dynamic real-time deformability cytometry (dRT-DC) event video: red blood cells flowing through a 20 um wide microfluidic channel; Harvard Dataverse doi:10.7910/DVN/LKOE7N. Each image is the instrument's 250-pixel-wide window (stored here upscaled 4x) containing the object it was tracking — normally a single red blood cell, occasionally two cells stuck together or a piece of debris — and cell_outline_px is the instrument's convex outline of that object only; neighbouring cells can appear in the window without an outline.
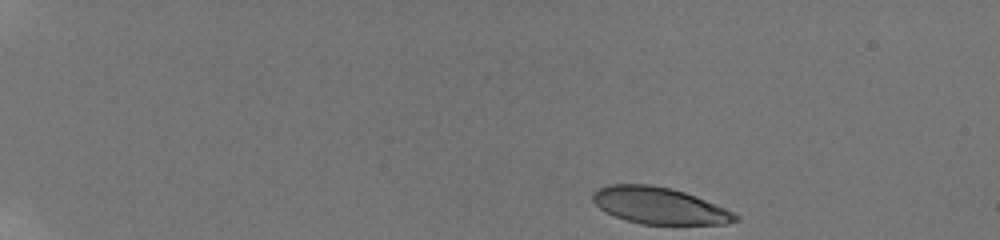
{"species": "human", "species_latin": "Homo sapiens", "temperature_condition": "room temperature", "stored_images_in_passage": 69, "camera_frame_rate_fps": 3000, "um_per_image_px": 0.085, "donor": {"sex": "male"}, "frame": {"image": 1, "passage_image": 1, "time_ms": 0.0, "image_size_px": [1000, 240], "cell_outline_px": [[740, 220], [724, 224], [640, 224], [624, 220], [600, 208], [592, 200], [592, 192], [608, 184], [648, 184], [672, 188], [684, 192], [724, 208], [740, 216]], "centroid_in_image_um": [56.02, 17.48], "position_along_channel_um": 29.0, "area_um2": 30.23}}
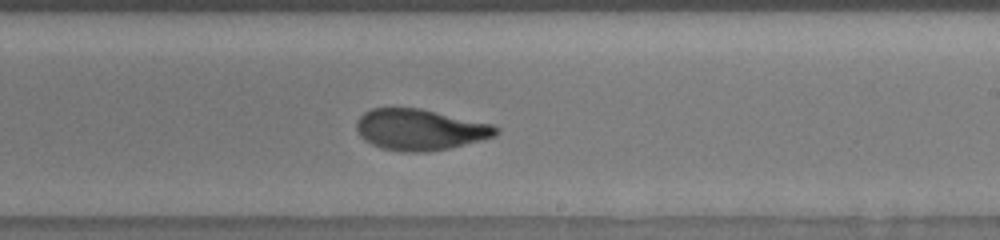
{"frame": {"image": 2, "passage_image": 55, "time_ms": 9.333, "image_size_px": [1000, 240], "cell_outline_px": [[500, 132], [496, 136], [448, 148], [424, 152], [400, 152], [380, 148], [364, 140], [360, 136], [356, 128], [356, 124], [360, 116], [364, 112], [372, 108], [420, 108], [492, 124], [500, 128]], "centroid_in_image_um": [35.69, 11.02], "position_along_channel_um": 253.3, "area_um2": 33.41}}
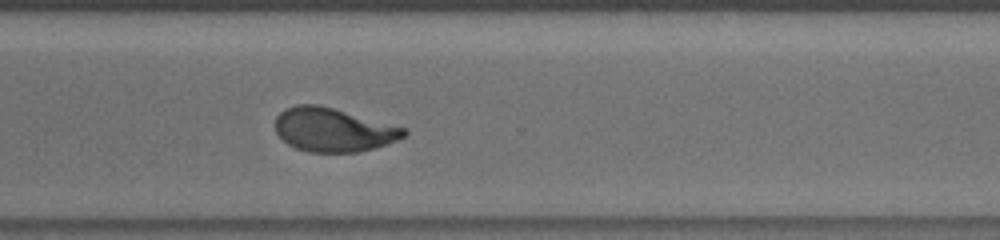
{"frame": {"image": 3, "passage_image": 69, "time_ms": 11.667, "image_size_px": [1000, 240], "cell_outline_px": [[408, 132], [404, 136], [396, 140], [372, 148], [356, 152], [308, 152], [296, 148], [288, 144], [276, 132], [276, 116], [284, 108], [296, 104], [320, 104], [404, 128]], "centroid_in_image_um": [28.27, 11.02], "position_along_channel_um": 342.3, "area_um2": 32.43}}